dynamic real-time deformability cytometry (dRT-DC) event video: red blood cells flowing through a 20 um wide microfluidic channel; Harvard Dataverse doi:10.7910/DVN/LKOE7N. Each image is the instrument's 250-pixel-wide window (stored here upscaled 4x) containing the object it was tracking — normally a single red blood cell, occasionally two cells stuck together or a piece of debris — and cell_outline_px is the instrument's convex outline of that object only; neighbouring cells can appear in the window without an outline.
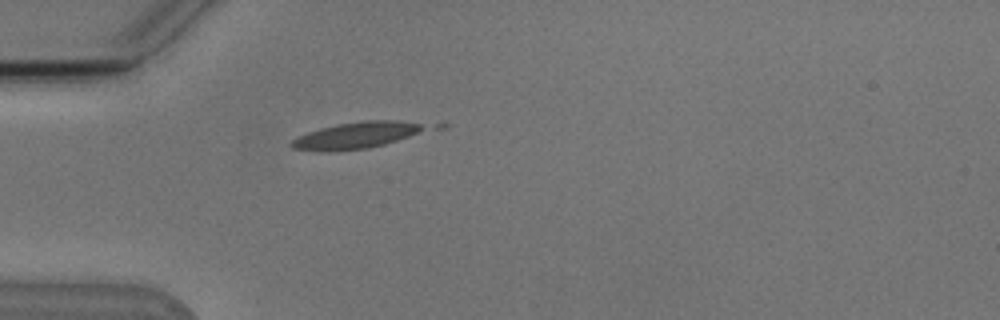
{"species": "Egyptian fruit bat (a non-hibernating species)", "species_latin": "Rousettus aegyptiacus", "temperature_condition": "cold", "stored_images_in_passage": 4, "camera_frame_rate_fps": 3000, "um_per_image_px": 0.085, "animal": {"sex": "male"}, "frame": {"image": 1, "passage_image": 4, "time_ms": 4.667, "image_size_px": [1000, 320], "cell_outline_px": [[424, 128], [408, 136], [384, 144], [368, 148], [292, 148], [288, 144], [296, 136], [320, 128], [336, 124], [364, 120], [396, 120], [420, 124]], "centroid_in_image_um": [30.25, 11.44], "position_along_channel_um": 54.7, "area_um2": 19.13}}